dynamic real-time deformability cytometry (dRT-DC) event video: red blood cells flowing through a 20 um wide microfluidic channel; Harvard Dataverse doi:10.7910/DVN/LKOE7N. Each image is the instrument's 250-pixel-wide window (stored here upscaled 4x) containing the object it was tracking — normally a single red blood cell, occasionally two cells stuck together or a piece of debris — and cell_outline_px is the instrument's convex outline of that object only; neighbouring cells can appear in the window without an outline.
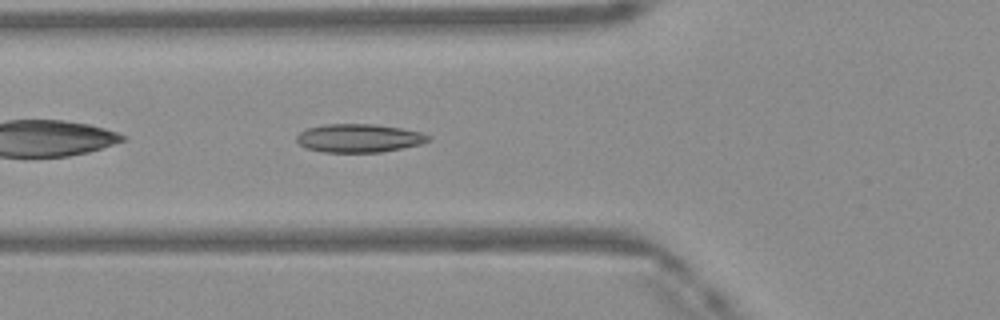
{"species": "Egyptian fruit bat (a non-hibernating species)", "species_latin": "Rousettus aegyptiacus", "temperature_condition": "warm", "stored_images_in_passage": 35, "camera_frame_rate_fps": 3000, "um_per_image_px": 0.085, "frame": {"image": 1, "passage_image": 4, "time_ms": 1.0, "image_size_px": [1000, 320], "cell_outline_px": [[432, 136], [428, 140], [420, 144], [380, 152], [324, 152], [304, 148], [296, 140], [296, 136], [300, 132], [308, 128], [328, 124], [372, 124], [400, 128], [420, 132]], "centroid_in_image_um": [30.48, 11.74], "position_along_channel_um": 95.3, "area_um2": 21.56}}
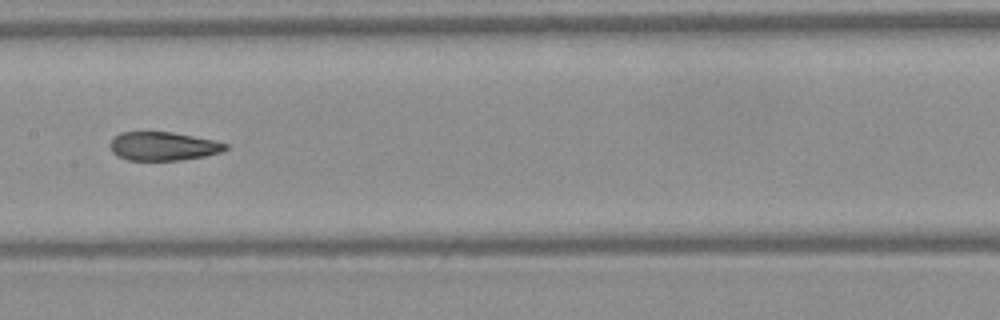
{"frame": {"image": 2, "passage_image": 11, "time_ms": 3.333, "image_size_px": [1000, 320], "cell_outline_px": [[228, 148], [220, 152], [204, 156], [180, 160], [128, 160], [116, 156], [112, 152], [108, 144], [120, 132], [172, 132], [216, 140], [228, 144]], "centroid_in_image_um": [13.86, 12.43], "position_along_channel_um": 193.5, "area_um2": 19.31}}
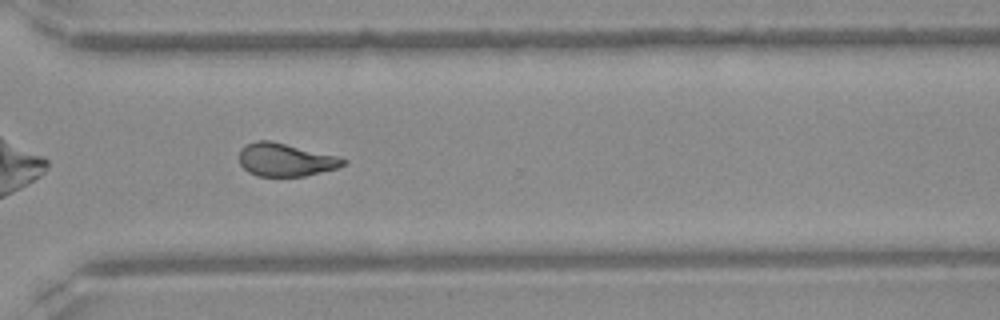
{"frame": {"image": 3, "passage_image": 22, "time_ms": 7.0, "image_size_px": [1000, 320], "cell_outline_px": [[348, 164], [336, 168], [304, 176], [256, 176], [248, 172], [240, 164], [240, 148], [256, 140], [272, 140], [340, 156], [348, 160]], "centroid_in_image_um": [24.3, 13.57], "position_along_channel_um": 346.3, "area_um2": 20.29}, "authors_computed_cell_mechanics": {"area_um2": 20.4034, "velocity_mm_per_s": 4.1827, "shape_relaxation_time_tau1_ms": null, "shape_relaxation_time_tau2_ms": 2.2594, "deformation_change_tau1": null, "deformation_change_tau2": 0.0826}}